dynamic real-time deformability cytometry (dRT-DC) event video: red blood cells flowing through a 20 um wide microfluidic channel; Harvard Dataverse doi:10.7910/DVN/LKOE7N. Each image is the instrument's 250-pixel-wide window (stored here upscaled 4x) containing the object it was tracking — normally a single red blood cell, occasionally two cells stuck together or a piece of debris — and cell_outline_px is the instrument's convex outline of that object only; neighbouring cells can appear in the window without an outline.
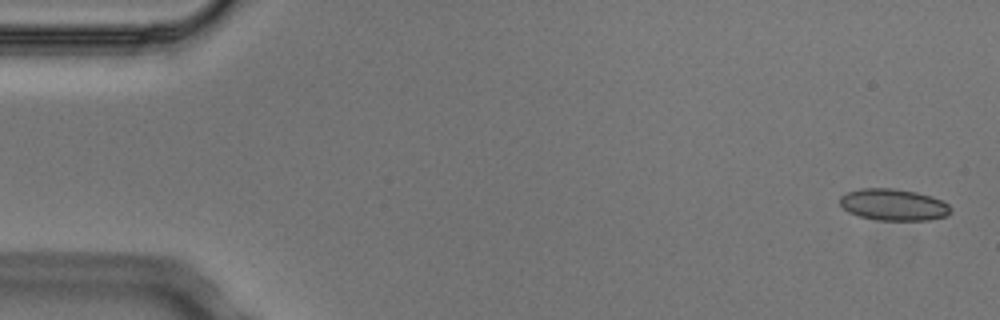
{"species": "Egyptian fruit bat (a non-hibernating species)", "species_latin": "Rousettus aegyptiacus", "temperature_condition": "cold", "stored_images_in_passage": 4, "camera_frame_rate_fps": 3000, "um_per_image_px": 0.085, "animal": {"sex": "male"}, "frame": {"image": 1, "passage_image": 1, "time_ms": 0.0, "image_size_px": [1000, 320], "cell_outline_px": [[952, 212], [948, 216], [928, 220], [876, 220], [860, 216], [848, 212], [840, 204], [840, 196], [848, 192], [860, 188], [892, 188], [916, 192], [932, 196], [948, 204], [952, 208]], "centroid_in_image_um": [75.97, 17.4], "position_along_channel_um": 9.0, "area_um2": 20.52}}